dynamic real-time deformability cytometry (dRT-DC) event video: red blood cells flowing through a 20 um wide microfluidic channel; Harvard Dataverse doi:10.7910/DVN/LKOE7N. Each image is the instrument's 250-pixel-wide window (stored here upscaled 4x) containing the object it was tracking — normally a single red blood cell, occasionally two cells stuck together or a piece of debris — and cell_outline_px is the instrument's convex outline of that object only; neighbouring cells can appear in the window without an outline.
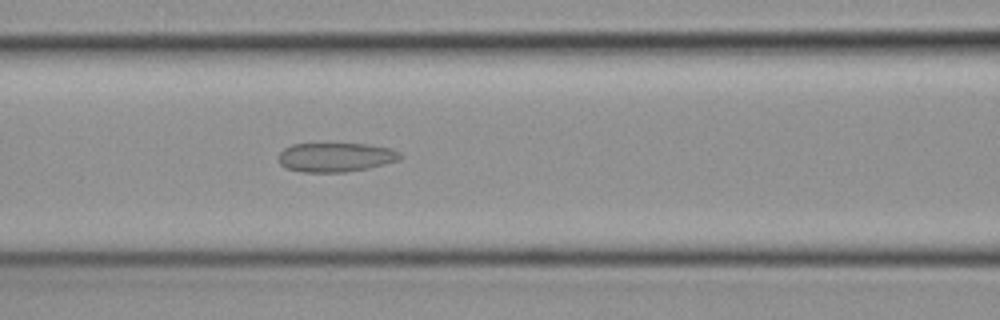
{"species": "common noctule bat (a hibernating species)", "species_latin": "Nyctalus noctula", "temperature_condition": "cold", "stored_images_in_passage": 37, "camera_frame_rate_fps": 3000, "um_per_image_px": 0.085, "animal": {"sex": "female", "body_mass_g": 19.3, "forearm_length_mm": 54.1}, "frame": {"image": 1, "passage_image": 8, "time_ms": 2.333, "image_size_px": [1000, 320], "cell_outline_px": [[404, 156], [400, 160], [368, 168], [344, 172], [300, 172], [288, 168], [280, 164], [280, 152], [284, 148], [292, 144], [368, 144], [388, 148], [400, 152]], "centroid_in_image_um": [28.56, 13.36], "position_along_channel_um": 138.0, "area_um2": 20.58}}
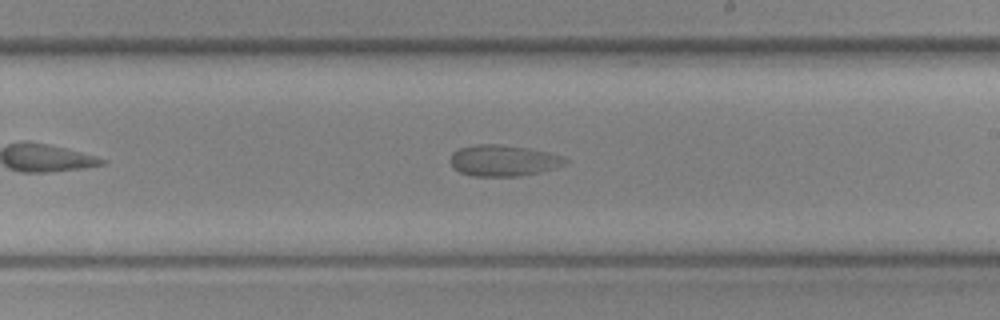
{"frame": {"image": 2, "passage_image": 16, "time_ms": 5.0, "image_size_px": [1000, 320], "cell_outline_px": [[568, 160], [564, 164], [540, 172], [520, 176], [472, 176], [460, 172], [452, 168], [448, 160], [452, 152], [460, 148], [476, 144], [500, 144], [528, 148], [548, 152], [564, 156]], "centroid_in_image_um": [42.73, 13.64], "position_along_channel_um": 246.3, "area_um2": 21.04}}
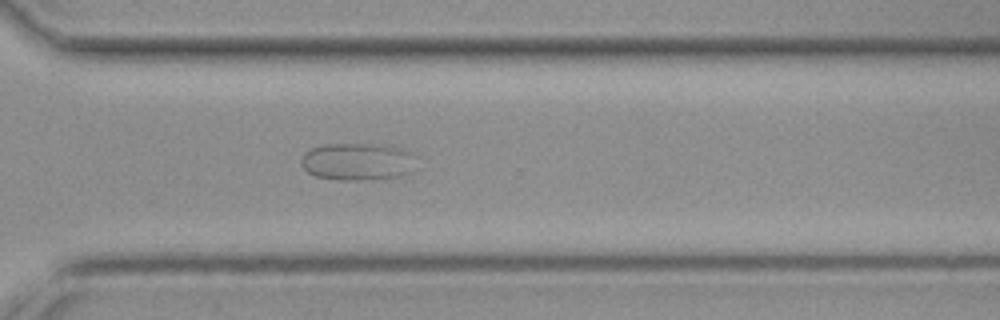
{"frame": {"image": 3, "passage_image": 23, "time_ms": 7.333, "image_size_px": [1000, 320], "cell_outline_px": [[416, 156], [412, 172], [404, 176], [364, 180], [344, 180], [316, 176], [308, 172], [300, 164], [300, 160], [304, 152], [312, 148], [324, 144], [372, 144], [400, 148]], "centroid_in_image_um": [30.39, 13.74], "position_along_channel_um": 340.2, "area_um2": 25.14}}